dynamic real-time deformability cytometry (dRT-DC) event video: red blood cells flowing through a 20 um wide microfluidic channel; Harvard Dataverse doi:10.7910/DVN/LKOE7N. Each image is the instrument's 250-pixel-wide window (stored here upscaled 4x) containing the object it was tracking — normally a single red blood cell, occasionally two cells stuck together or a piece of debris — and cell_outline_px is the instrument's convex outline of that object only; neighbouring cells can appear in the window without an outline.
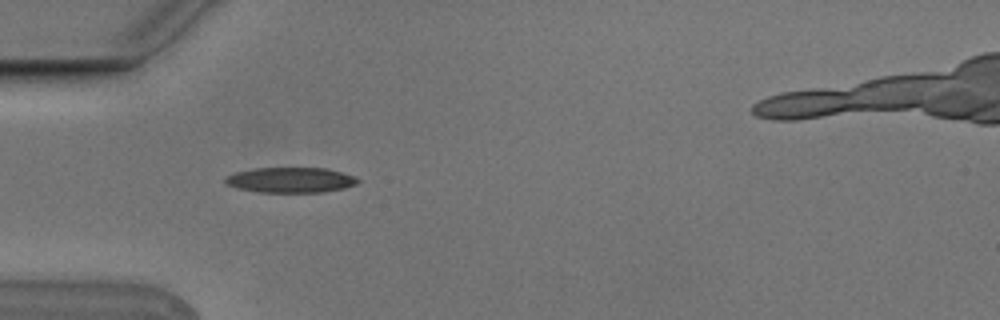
{"species": "Egyptian fruit bat (a non-hibernating species)", "species_latin": "Rousettus aegyptiacus", "temperature_condition": "cold", "stored_images_in_passage": 6, "camera_frame_rate_fps": 3000, "um_per_image_px": 0.085, "animal": {"sex": "male"}, "frame": {"image": 1, "passage_image": 5, "time_ms": 1.333, "image_size_px": [1000, 320], "cell_outline_px": [[360, 180], [356, 184], [344, 188], [324, 192], [260, 192], [240, 188], [224, 184], [224, 176], [236, 172], [256, 168], [324, 168], [340, 172], [352, 176]], "centroid_in_image_um": [24.66, 15.3], "position_along_channel_um": 60.3, "area_um2": 19.36}}